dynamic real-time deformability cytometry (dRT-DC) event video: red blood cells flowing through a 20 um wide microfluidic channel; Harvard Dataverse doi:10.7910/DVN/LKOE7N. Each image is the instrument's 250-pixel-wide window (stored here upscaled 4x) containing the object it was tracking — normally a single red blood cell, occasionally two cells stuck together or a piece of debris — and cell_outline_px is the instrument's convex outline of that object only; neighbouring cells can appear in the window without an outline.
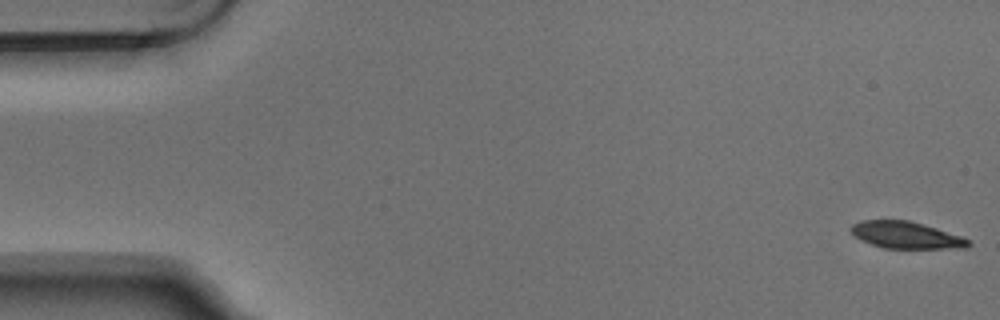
{"species": "Egyptian fruit bat (a non-hibernating species)", "species_latin": "Rousettus aegyptiacus", "temperature_condition": "warm", "stored_images_in_passage": 5, "camera_frame_rate_fps": 3000, "um_per_image_px": 0.085, "animal": {"sex": "male"}, "frame": {"image": 1, "passage_image": 1, "time_ms": 0.0, "image_size_px": [1000, 320], "cell_outline_px": [[972, 244], [968, 248], [884, 248], [860, 240], [848, 228], [852, 224], [860, 220], [908, 220], [924, 224], [960, 236], [968, 240]], "centroid_in_image_um": [76.99, 19.98], "position_along_channel_um": 8.0, "area_um2": 18.32}}
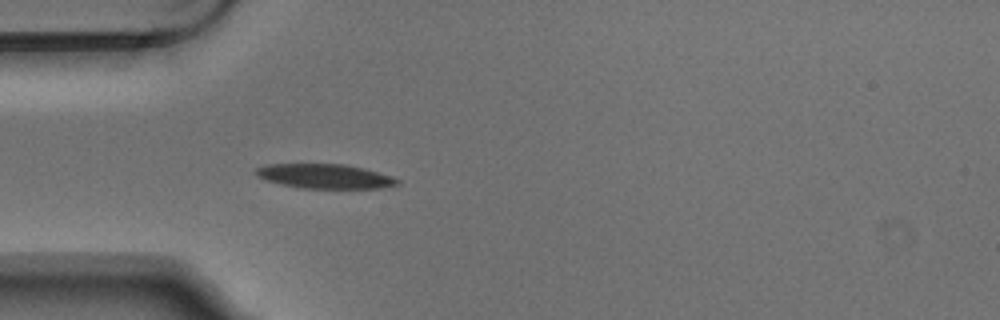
{"frame": {"image": 2, "passage_image": 5, "time_ms": 1.333, "image_size_px": [1000, 320], "cell_outline_px": [[400, 184], [384, 188], [300, 188], [280, 184], [256, 176], [256, 168], [264, 164], [344, 164], [364, 168], [392, 176], [400, 180]], "centroid_in_image_um": [27.64, 14.98], "position_along_channel_um": 57.4, "area_um2": 20.23}}